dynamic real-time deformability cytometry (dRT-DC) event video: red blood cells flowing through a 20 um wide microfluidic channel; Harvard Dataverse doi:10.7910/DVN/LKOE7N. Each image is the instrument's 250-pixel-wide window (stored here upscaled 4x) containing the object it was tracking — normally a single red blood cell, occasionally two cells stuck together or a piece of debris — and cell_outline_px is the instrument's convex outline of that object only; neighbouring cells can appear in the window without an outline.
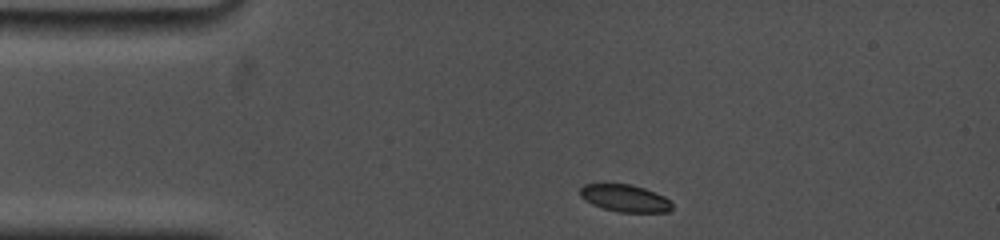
{"species": "common noctule bat (a hibernating species)", "species_latin": "Nyctalus noctula", "temperature_condition": "cold", "stored_images_in_passage": 12, "camera_frame_rate_fps": 5000, "um_per_image_px": 0.085, "animal": {"sex": "female", "body_mass_g": 19.0, "forearm_length_mm": 53.3}, "frame": {"image": 1, "passage_image": 1, "time_ms": 0.0, "image_size_px": [1000, 240], "cell_outline_px": [[672, 208], [668, 212], [620, 212], [604, 208], [592, 204], [584, 200], [580, 196], [580, 188], [584, 184], [632, 184], [644, 188], [664, 196], [672, 204]], "centroid_in_image_um": [53.11, 16.84], "position_along_channel_um": 31.9, "area_um2": 14.51}}
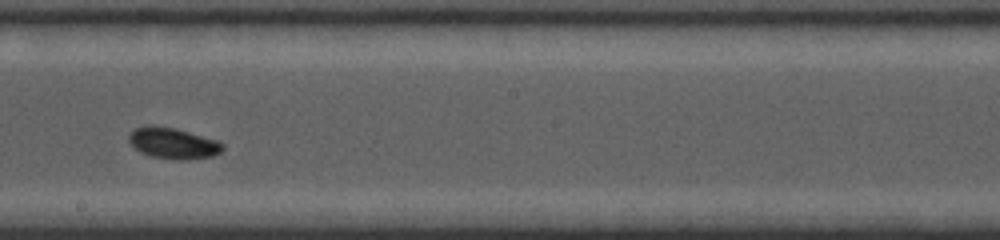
{"frame": {"image": 2, "passage_image": 7, "time_ms": 6.6, "image_size_px": [1000, 240], "cell_outline_px": [[224, 148], [220, 152], [212, 156], [184, 160], [176, 160], [152, 156], [140, 152], [128, 140], [128, 136], [136, 128], [148, 124], [152, 124], [176, 128], [216, 140], [224, 144]], "centroid_in_image_um": [14.71, 12.16], "position_along_channel_um": 233.5, "area_um2": 16.94}}
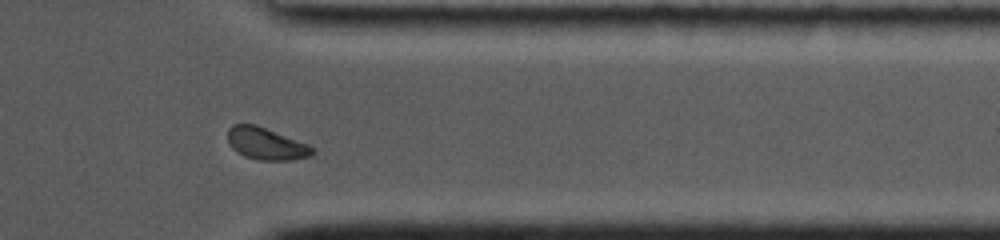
{"frame": {"image": 3, "passage_image": 11, "time_ms": 10.8, "image_size_px": [1000, 240], "cell_outline_px": [[316, 152], [312, 156], [292, 160], [256, 160], [244, 156], [236, 152], [228, 144], [228, 128], [232, 124], [256, 124], [308, 144]], "centroid_in_image_um": [22.61, 12.22], "position_along_channel_um": 388.8, "area_um2": 16.01}, "authors_computed_cell_mechanics": {"area_um2": 16.6464, "velocity_mm_per_s": 3.6835, "shape_relaxation_time_tau1_ms": 2.1415, "shape_relaxation_time_tau2_ms": null, "deformation_change_tau1": 0.0698, "deformation_change_tau2": null}}